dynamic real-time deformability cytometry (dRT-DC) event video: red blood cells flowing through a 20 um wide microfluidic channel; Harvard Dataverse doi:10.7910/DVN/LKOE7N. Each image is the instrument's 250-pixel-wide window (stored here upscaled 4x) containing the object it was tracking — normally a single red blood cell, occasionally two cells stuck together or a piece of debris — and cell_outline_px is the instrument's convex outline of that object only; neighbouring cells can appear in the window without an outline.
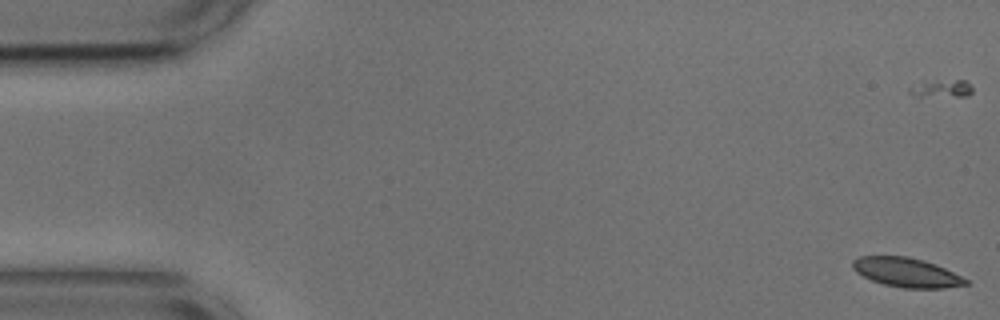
{"species": "common noctule bat (a hibernating species)", "species_latin": "Nyctalus noctula", "temperature_condition": "cold", "stored_images_in_passage": 56, "camera_frame_rate_fps": 3000, "um_per_image_px": 0.085, "animal": {"sex": "male", "body_mass_g": 17.9, "forearm_length_mm": 54.2}, "frame": {"image": 1, "passage_image": 1, "time_ms": 0.0, "image_size_px": [1000, 320], "cell_outline_px": [[972, 284], [944, 288], [904, 288], [884, 284], [872, 280], [856, 272], [852, 268], [852, 260], [860, 256], [908, 256], [924, 260], [936, 264], [968, 280]], "centroid_in_image_um": [77.06, 23.15], "position_along_channel_um": 7.9, "area_um2": 19.31}}
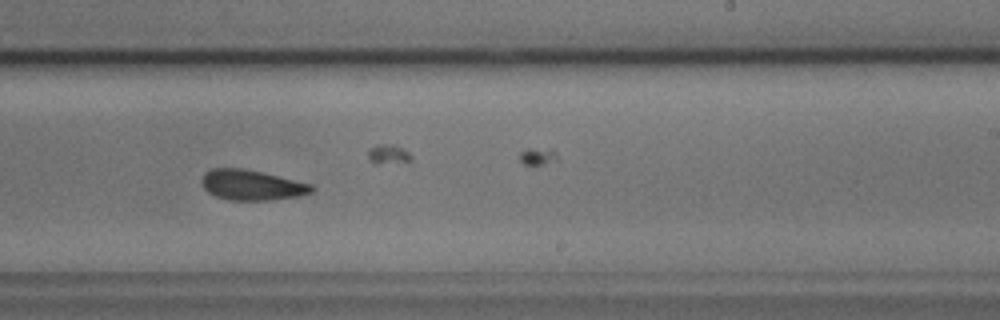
{"frame": {"image": 2, "passage_image": 33, "time_ms": 10.667, "image_size_px": [1000, 320], "cell_outline_px": [[316, 188], [312, 192], [300, 196], [272, 200], [228, 200], [216, 196], [208, 192], [204, 188], [200, 180], [204, 172], [212, 168], [244, 168], [312, 184]], "centroid_in_image_um": [21.39, 15.73], "position_along_channel_um": 267.6, "area_um2": 19.54}}
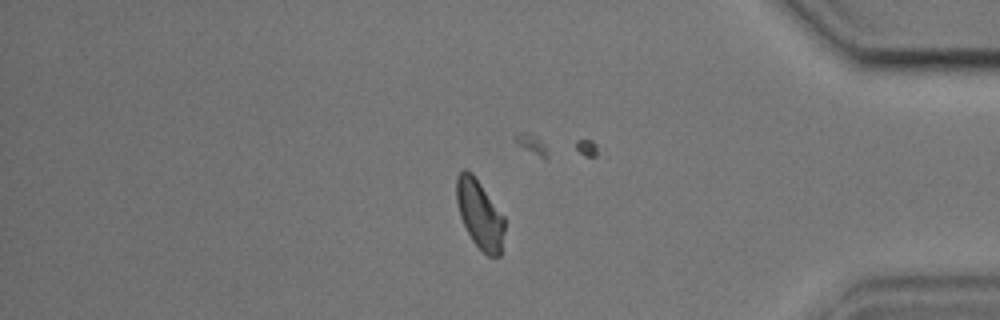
{"frame": {"image": 3, "passage_image": 46, "time_ms": 15.0, "image_size_px": [1000, 320], "cell_outline_px": [[504, 232], [500, 256], [488, 256], [472, 240], [460, 216], [456, 200], [456, 176], [464, 168], [468, 168], [472, 172], [504, 216]], "centroid_in_image_um": [40.76, 18.17], "position_along_channel_um": 394.4, "area_um2": 19.13}, "authors_computed_cell_mechanics": {"area_um2": 19.7387, "velocity_mm_per_s": 3.632, "shape_relaxation_time_tau1_ms": 5.7016, "shape_relaxation_time_tau2_ms": 3.1191, "deformation_change_tau1": 0.1005, "deformation_change_tau2": 0.0798}}